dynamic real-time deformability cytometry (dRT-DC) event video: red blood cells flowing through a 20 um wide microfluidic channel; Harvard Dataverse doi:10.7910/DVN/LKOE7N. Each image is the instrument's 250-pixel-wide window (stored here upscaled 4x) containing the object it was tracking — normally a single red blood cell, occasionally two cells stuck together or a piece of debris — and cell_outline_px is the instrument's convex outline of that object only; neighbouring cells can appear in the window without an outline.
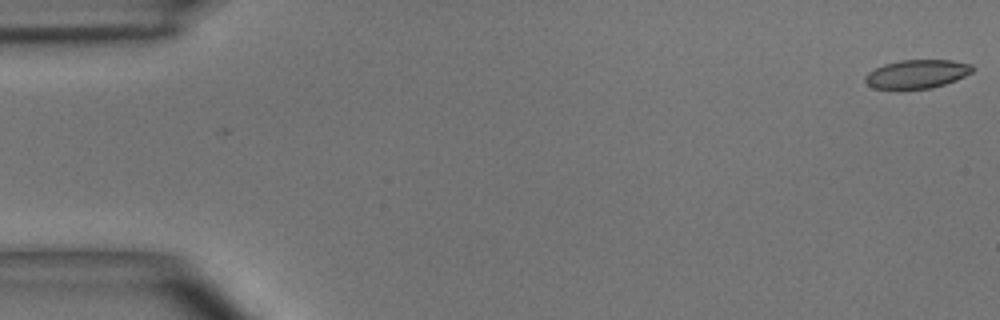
{"species": "common noctule bat (a hibernating species)", "species_latin": "Nyctalus noctula", "temperature_condition": "room temperature", "stored_images_in_passage": 2, "camera_frame_rate_fps": 3000, "um_per_image_px": 0.085, "animal": {"sex": "male", "body_mass_g": 15.6}, "frame": {"image": 1, "passage_image": 2, "time_ms": 0.333, "image_size_px": [1000, 320], "cell_outline_px": [[976, 68], [972, 72], [956, 80], [932, 88], [872, 88], [864, 80], [864, 76], [868, 72], [884, 64], [900, 60], [952, 60], [972, 64]], "centroid_in_image_um": [77.97, 6.27], "position_along_channel_um": 7.0, "area_um2": 17.8}}